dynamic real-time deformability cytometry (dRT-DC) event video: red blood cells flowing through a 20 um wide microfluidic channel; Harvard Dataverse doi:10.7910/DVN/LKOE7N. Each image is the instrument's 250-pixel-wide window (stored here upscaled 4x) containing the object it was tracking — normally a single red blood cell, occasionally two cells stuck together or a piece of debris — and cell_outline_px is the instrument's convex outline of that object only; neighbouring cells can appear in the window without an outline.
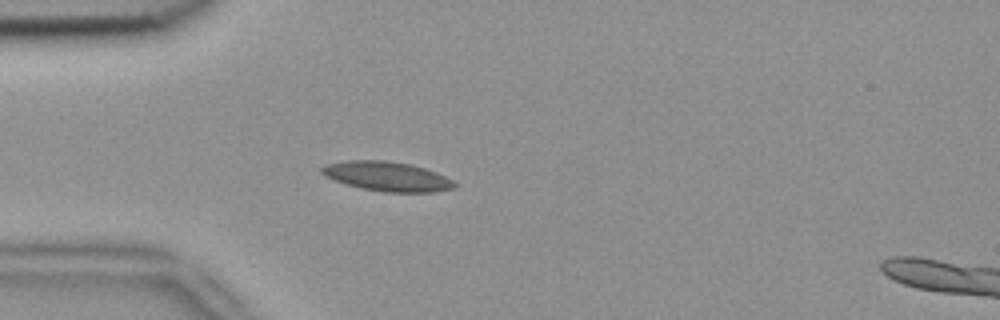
{"species": "common noctule bat (a hibernating species)", "species_latin": "Nyctalus noctula", "temperature_condition": "room temperature", "stored_images_in_passage": 22, "camera_frame_rate_fps": 3000, "um_per_image_px": 0.085, "animal": {"sex": "female", "body_mass_g": 18.4}, "frame": {"image": 1, "passage_image": 1, "time_ms": 0.0, "image_size_px": [1000, 320], "cell_outline_px": [[456, 188], [436, 192], [384, 192], [360, 188], [324, 176], [320, 172], [320, 168], [328, 164], [348, 160], [384, 160], [412, 164], [436, 172], [452, 180], [456, 184]], "centroid_in_image_um": [32.92, 14.99], "position_along_channel_um": 52.1, "area_um2": 22.77}}
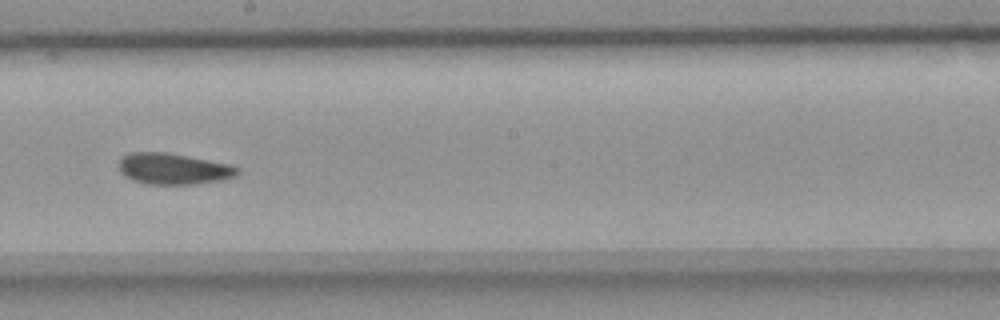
{"frame": {"image": 2, "passage_image": 16, "time_ms": 5.0, "image_size_px": [1000, 320], "cell_outline_px": [[240, 172], [236, 176], [220, 180], [192, 184], [148, 184], [132, 180], [124, 176], [120, 172], [120, 156], [128, 152], [168, 152], [228, 164], [240, 168]], "centroid_in_image_um": [14.71, 14.34], "position_along_channel_um": 233.5, "area_um2": 21.56}}
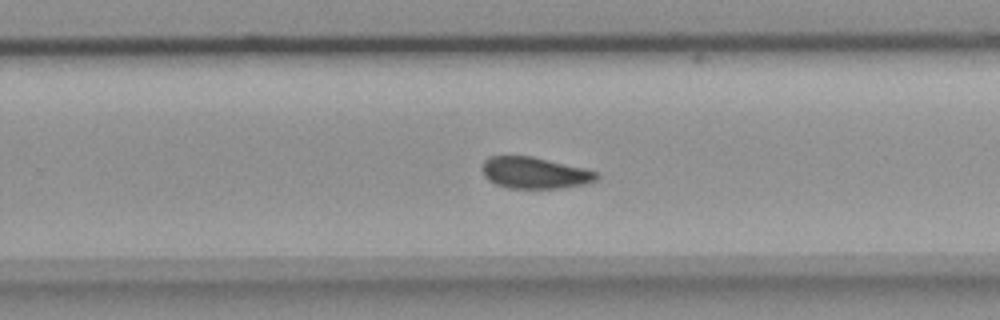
{"frame": {"image": 3, "passage_image": 20, "time_ms": 6.333, "image_size_px": [1000, 320], "cell_outline_px": [[600, 176], [596, 180], [584, 184], [564, 188], [508, 188], [496, 184], [488, 180], [484, 176], [480, 168], [484, 160], [488, 156], [532, 156], [584, 168], [600, 172]], "centroid_in_image_um": [45.44, 14.69], "position_along_channel_um": 284.4, "area_um2": 21.21}}